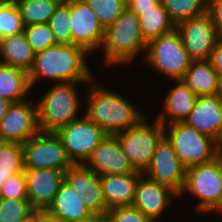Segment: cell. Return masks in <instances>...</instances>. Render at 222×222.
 Returning <instances> with one entry per match:
<instances>
[{
    "label": "cell",
    "mask_w": 222,
    "mask_h": 222,
    "mask_svg": "<svg viewBox=\"0 0 222 222\" xmlns=\"http://www.w3.org/2000/svg\"><path fill=\"white\" fill-rule=\"evenodd\" d=\"M92 222H113V220L106 215H95Z\"/></svg>",
    "instance_id": "cell-42"
},
{
    "label": "cell",
    "mask_w": 222,
    "mask_h": 222,
    "mask_svg": "<svg viewBox=\"0 0 222 222\" xmlns=\"http://www.w3.org/2000/svg\"><path fill=\"white\" fill-rule=\"evenodd\" d=\"M0 55L4 60H0V63L20 68L27 73L30 71L35 57L24 31L0 39Z\"/></svg>",
    "instance_id": "cell-23"
},
{
    "label": "cell",
    "mask_w": 222,
    "mask_h": 222,
    "mask_svg": "<svg viewBox=\"0 0 222 222\" xmlns=\"http://www.w3.org/2000/svg\"><path fill=\"white\" fill-rule=\"evenodd\" d=\"M143 175L159 184L170 187L178 195L182 193L186 168L165 136L157 144L150 165Z\"/></svg>",
    "instance_id": "cell-12"
},
{
    "label": "cell",
    "mask_w": 222,
    "mask_h": 222,
    "mask_svg": "<svg viewBox=\"0 0 222 222\" xmlns=\"http://www.w3.org/2000/svg\"><path fill=\"white\" fill-rule=\"evenodd\" d=\"M174 81L177 82V86L172 88L166 96L163 106L164 110L156 119L164 127H166L167 124L183 122L193 109L197 98V95L183 82L182 79ZM167 116H170L169 123L166 122L168 119Z\"/></svg>",
    "instance_id": "cell-22"
},
{
    "label": "cell",
    "mask_w": 222,
    "mask_h": 222,
    "mask_svg": "<svg viewBox=\"0 0 222 222\" xmlns=\"http://www.w3.org/2000/svg\"><path fill=\"white\" fill-rule=\"evenodd\" d=\"M143 173L106 174L100 176L102 192L107 209L132 206L139 177Z\"/></svg>",
    "instance_id": "cell-21"
},
{
    "label": "cell",
    "mask_w": 222,
    "mask_h": 222,
    "mask_svg": "<svg viewBox=\"0 0 222 222\" xmlns=\"http://www.w3.org/2000/svg\"><path fill=\"white\" fill-rule=\"evenodd\" d=\"M24 34L35 54L56 45L48 23L24 26Z\"/></svg>",
    "instance_id": "cell-34"
},
{
    "label": "cell",
    "mask_w": 222,
    "mask_h": 222,
    "mask_svg": "<svg viewBox=\"0 0 222 222\" xmlns=\"http://www.w3.org/2000/svg\"><path fill=\"white\" fill-rule=\"evenodd\" d=\"M33 222H60V221L49 216L45 212H36L33 215Z\"/></svg>",
    "instance_id": "cell-40"
},
{
    "label": "cell",
    "mask_w": 222,
    "mask_h": 222,
    "mask_svg": "<svg viewBox=\"0 0 222 222\" xmlns=\"http://www.w3.org/2000/svg\"><path fill=\"white\" fill-rule=\"evenodd\" d=\"M217 94L222 97V73H217Z\"/></svg>",
    "instance_id": "cell-43"
},
{
    "label": "cell",
    "mask_w": 222,
    "mask_h": 222,
    "mask_svg": "<svg viewBox=\"0 0 222 222\" xmlns=\"http://www.w3.org/2000/svg\"><path fill=\"white\" fill-rule=\"evenodd\" d=\"M188 191L200 200L197 210L202 213L219 210L222 213V153L214 161L186 168L182 194Z\"/></svg>",
    "instance_id": "cell-6"
},
{
    "label": "cell",
    "mask_w": 222,
    "mask_h": 222,
    "mask_svg": "<svg viewBox=\"0 0 222 222\" xmlns=\"http://www.w3.org/2000/svg\"><path fill=\"white\" fill-rule=\"evenodd\" d=\"M23 144L1 142L0 143V188L3 182L18 173L24 171Z\"/></svg>",
    "instance_id": "cell-28"
},
{
    "label": "cell",
    "mask_w": 222,
    "mask_h": 222,
    "mask_svg": "<svg viewBox=\"0 0 222 222\" xmlns=\"http://www.w3.org/2000/svg\"><path fill=\"white\" fill-rule=\"evenodd\" d=\"M183 122L222 146V97L218 94L197 96L193 109Z\"/></svg>",
    "instance_id": "cell-18"
},
{
    "label": "cell",
    "mask_w": 222,
    "mask_h": 222,
    "mask_svg": "<svg viewBox=\"0 0 222 222\" xmlns=\"http://www.w3.org/2000/svg\"><path fill=\"white\" fill-rule=\"evenodd\" d=\"M70 24L73 45L84 48L88 53L101 47L104 28L83 0H70Z\"/></svg>",
    "instance_id": "cell-14"
},
{
    "label": "cell",
    "mask_w": 222,
    "mask_h": 222,
    "mask_svg": "<svg viewBox=\"0 0 222 222\" xmlns=\"http://www.w3.org/2000/svg\"><path fill=\"white\" fill-rule=\"evenodd\" d=\"M56 134L62 140L73 164H84L106 133L85 116L59 129Z\"/></svg>",
    "instance_id": "cell-10"
},
{
    "label": "cell",
    "mask_w": 222,
    "mask_h": 222,
    "mask_svg": "<svg viewBox=\"0 0 222 222\" xmlns=\"http://www.w3.org/2000/svg\"><path fill=\"white\" fill-rule=\"evenodd\" d=\"M77 82L56 83L37 103L39 130L57 132L70 122L78 119L80 107Z\"/></svg>",
    "instance_id": "cell-4"
},
{
    "label": "cell",
    "mask_w": 222,
    "mask_h": 222,
    "mask_svg": "<svg viewBox=\"0 0 222 222\" xmlns=\"http://www.w3.org/2000/svg\"><path fill=\"white\" fill-rule=\"evenodd\" d=\"M149 125L145 119L116 136L134 169L144 173L152 160L157 144L164 137L165 127L159 121Z\"/></svg>",
    "instance_id": "cell-8"
},
{
    "label": "cell",
    "mask_w": 222,
    "mask_h": 222,
    "mask_svg": "<svg viewBox=\"0 0 222 222\" xmlns=\"http://www.w3.org/2000/svg\"><path fill=\"white\" fill-rule=\"evenodd\" d=\"M146 51V63L173 80L182 79L192 62L176 29L148 41Z\"/></svg>",
    "instance_id": "cell-7"
},
{
    "label": "cell",
    "mask_w": 222,
    "mask_h": 222,
    "mask_svg": "<svg viewBox=\"0 0 222 222\" xmlns=\"http://www.w3.org/2000/svg\"><path fill=\"white\" fill-rule=\"evenodd\" d=\"M217 73H222V36H220L209 58Z\"/></svg>",
    "instance_id": "cell-39"
},
{
    "label": "cell",
    "mask_w": 222,
    "mask_h": 222,
    "mask_svg": "<svg viewBox=\"0 0 222 222\" xmlns=\"http://www.w3.org/2000/svg\"><path fill=\"white\" fill-rule=\"evenodd\" d=\"M107 215L113 222H152L141 211L133 206H119L107 211Z\"/></svg>",
    "instance_id": "cell-36"
},
{
    "label": "cell",
    "mask_w": 222,
    "mask_h": 222,
    "mask_svg": "<svg viewBox=\"0 0 222 222\" xmlns=\"http://www.w3.org/2000/svg\"><path fill=\"white\" fill-rule=\"evenodd\" d=\"M139 17L141 34L146 42L167 34L175 29L162 1L148 11H142Z\"/></svg>",
    "instance_id": "cell-26"
},
{
    "label": "cell",
    "mask_w": 222,
    "mask_h": 222,
    "mask_svg": "<svg viewBox=\"0 0 222 222\" xmlns=\"http://www.w3.org/2000/svg\"><path fill=\"white\" fill-rule=\"evenodd\" d=\"M183 82L197 95H217V72L210 60L192 61Z\"/></svg>",
    "instance_id": "cell-24"
},
{
    "label": "cell",
    "mask_w": 222,
    "mask_h": 222,
    "mask_svg": "<svg viewBox=\"0 0 222 222\" xmlns=\"http://www.w3.org/2000/svg\"><path fill=\"white\" fill-rule=\"evenodd\" d=\"M64 181L82 198L94 215H106L107 207L100 176L84 164H73L65 171Z\"/></svg>",
    "instance_id": "cell-16"
},
{
    "label": "cell",
    "mask_w": 222,
    "mask_h": 222,
    "mask_svg": "<svg viewBox=\"0 0 222 222\" xmlns=\"http://www.w3.org/2000/svg\"><path fill=\"white\" fill-rule=\"evenodd\" d=\"M87 54L84 48L73 44H56L36 53L28 72L30 87L44 77L58 83L85 82L90 85L94 76L85 61Z\"/></svg>",
    "instance_id": "cell-1"
},
{
    "label": "cell",
    "mask_w": 222,
    "mask_h": 222,
    "mask_svg": "<svg viewBox=\"0 0 222 222\" xmlns=\"http://www.w3.org/2000/svg\"><path fill=\"white\" fill-rule=\"evenodd\" d=\"M29 102L11 103L6 114L0 120L1 142L23 144L38 133L37 104Z\"/></svg>",
    "instance_id": "cell-13"
},
{
    "label": "cell",
    "mask_w": 222,
    "mask_h": 222,
    "mask_svg": "<svg viewBox=\"0 0 222 222\" xmlns=\"http://www.w3.org/2000/svg\"><path fill=\"white\" fill-rule=\"evenodd\" d=\"M170 20L178 23L208 12V0H161Z\"/></svg>",
    "instance_id": "cell-29"
},
{
    "label": "cell",
    "mask_w": 222,
    "mask_h": 222,
    "mask_svg": "<svg viewBox=\"0 0 222 222\" xmlns=\"http://www.w3.org/2000/svg\"><path fill=\"white\" fill-rule=\"evenodd\" d=\"M208 13L216 25L219 36H222V0H208Z\"/></svg>",
    "instance_id": "cell-37"
},
{
    "label": "cell",
    "mask_w": 222,
    "mask_h": 222,
    "mask_svg": "<svg viewBox=\"0 0 222 222\" xmlns=\"http://www.w3.org/2000/svg\"><path fill=\"white\" fill-rule=\"evenodd\" d=\"M170 132L164 136L185 168L214 161L222 153V146L213 138L199 133L184 122L168 124Z\"/></svg>",
    "instance_id": "cell-5"
},
{
    "label": "cell",
    "mask_w": 222,
    "mask_h": 222,
    "mask_svg": "<svg viewBox=\"0 0 222 222\" xmlns=\"http://www.w3.org/2000/svg\"><path fill=\"white\" fill-rule=\"evenodd\" d=\"M62 0H14L24 26L48 23Z\"/></svg>",
    "instance_id": "cell-27"
},
{
    "label": "cell",
    "mask_w": 222,
    "mask_h": 222,
    "mask_svg": "<svg viewBox=\"0 0 222 222\" xmlns=\"http://www.w3.org/2000/svg\"><path fill=\"white\" fill-rule=\"evenodd\" d=\"M0 198L28 200L24 171L7 178L0 188Z\"/></svg>",
    "instance_id": "cell-35"
},
{
    "label": "cell",
    "mask_w": 222,
    "mask_h": 222,
    "mask_svg": "<svg viewBox=\"0 0 222 222\" xmlns=\"http://www.w3.org/2000/svg\"><path fill=\"white\" fill-rule=\"evenodd\" d=\"M24 31L20 12L14 0H6L0 4V39L19 34Z\"/></svg>",
    "instance_id": "cell-32"
},
{
    "label": "cell",
    "mask_w": 222,
    "mask_h": 222,
    "mask_svg": "<svg viewBox=\"0 0 222 222\" xmlns=\"http://www.w3.org/2000/svg\"><path fill=\"white\" fill-rule=\"evenodd\" d=\"M48 24L56 44H72L70 0H64L59 3Z\"/></svg>",
    "instance_id": "cell-30"
},
{
    "label": "cell",
    "mask_w": 222,
    "mask_h": 222,
    "mask_svg": "<svg viewBox=\"0 0 222 222\" xmlns=\"http://www.w3.org/2000/svg\"><path fill=\"white\" fill-rule=\"evenodd\" d=\"M71 222H92V219L82 220V221H71Z\"/></svg>",
    "instance_id": "cell-44"
},
{
    "label": "cell",
    "mask_w": 222,
    "mask_h": 222,
    "mask_svg": "<svg viewBox=\"0 0 222 222\" xmlns=\"http://www.w3.org/2000/svg\"><path fill=\"white\" fill-rule=\"evenodd\" d=\"M89 87L85 117L99 126L106 135L125 132L145 119L121 94L99 87L93 80Z\"/></svg>",
    "instance_id": "cell-2"
},
{
    "label": "cell",
    "mask_w": 222,
    "mask_h": 222,
    "mask_svg": "<svg viewBox=\"0 0 222 222\" xmlns=\"http://www.w3.org/2000/svg\"><path fill=\"white\" fill-rule=\"evenodd\" d=\"M94 11L104 30L110 26L125 9V0H83Z\"/></svg>",
    "instance_id": "cell-33"
},
{
    "label": "cell",
    "mask_w": 222,
    "mask_h": 222,
    "mask_svg": "<svg viewBox=\"0 0 222 222\" xmlns=\"http://www.w3.org/2000/svg\"><path fill=\"white\" fill-rule=\"evenodd\" d=\"M64 174V171L51 168L24 169L28 201L37 212H44L52 203Z\"/></svg>",
    "instance_id": "cell-17"
},
{
    "label": "cell",
    "mask_w": 222,
    "mask_h": 222,
    "mask_svg": "<svg viewBox=\"0 0 222 222\" xmlns=\"http://www.w3.org/2000/svg\"><path fill=\"white\" fill-rule=\"evenodd\" d=\"M44 212L60 222L82 221L93 219L95 216L85 205L83 198L65 181Z\"/></svg>",
    "instance_id": "cell-20"
},
{
    "label": "cell",
    "mask_w": 222,
    "mask_h": 222,
    "mask_svg": "<svg viewBox=\"0 0 222 222\" xmlns=\"http://www.w3.org/2000/svg\"><path fill=\"white\" fill-rule=\"evenodd\" d=\"M31 90L28 73L24 70L0 63V98L11 103L24 101Z\"/></svg>",
    "instance_id": "cell-25"
},
{
    "label": "cell",
    "mask_w": 222,
    "mask_h": 222,
    "mask_svg": "<svg viewBox=\"0 0 222 222\" xmlns=\"http://www.w3.org/2000/svg\"><path fill=\"white\" fill-rule=\"evenodd\" d=\"M10 105H11L10 101H8L4 98H0V120L6 114Z\"/></svg>",
    "instance_id": "cell-41"
},
{
    "label": "cell",
    "mask_w": 222,
    "mask_h": 222,
    "mask_svg": "<svg viewBox=\"0 0 222 222\" xmlns=\"http://www.w3.org/2000/svg\"><path fill=\"white\" fill-rule=\"evenodd\" d=\"M160 1L161 0H125V3L127 9L139 16L142 14V11L152 9Z\"/></svg>",
    "instance_id": "cell-38"
},
{
    "label": "cell",
    "mask_w": 222,
    "mask_h": 222,
    "mask_svg": "<svg viewBox=\"0 0 222 222\" xmlns=\"http://www.w3.org/2000/svg\"><path fill=\"white\" fill-rule=\"evenodd\" d=\"M84 165L99 176L137 172L124 154L116 135H105Z\"/></svg>",
    "instance_id": "cell-15"
},
{
    "label": "cell",
    "mask_w": 222,
    "mask_h": 222,
    "mask_svg": "<svg viewBox=\"0 0 222 222\" xmlns=\"http://www.w3.org/2000/svg\"><path fill=\"white\" fill-rule=\"evenodd\" d=\"M36 212L28 200L0 198V222H28Z\"/></svg>",
    "instance_id": "cell-31"
},
{
    "label": "cell",
    "mask_w": 222,
    "mask_h": 222,
    "mask_svg": "<svg viewBox=\"0 0 222 222\" xmlns=\"http://www.w3.org/2000/svg\"><path fill=\"white\" fill-rule=\"evenodd\" d=\"M139 25V17L129 9L104 30L101 46L104 48L105 63L108 65L127 63L134 60L140 50L146 51Z\"/></svg>",
    "instance_id": "cell-3"
},
{
    "label": "cell",
    "mask_w": 222,
    "mask_h": 222,
    "mask_svg": "<svg viewBox=\"0 0 222 222\" xmlns=\"http://www.w3.org/2000/svg\"><path fill=\"white\" fill-rule=\"evenodd\" d=\"M24 168L66 171L73 163L55 132L39 131L23 143Z\"/></svg>",
    "instance_id": "cell-9"
},
{
    "label": "cell",
    "mask_w": 222,
    "mask_h": 222,
    "mask_svg": "<svg viewBox=\"0 0 222 222\" xmlns=\"http://www.w3.org/2000/svg\"><path fill=\"white\" fill-rule=\"evenodd\" d=\"M144 176V177H143ZM178 196L170 187L159 184L145 175L139 177L135 189V198L132 206L141 211L152 221H157L172 198Z\"/></svg>",
    "instance_id": "cell-19"
},
{
    "label": "cell",
    "mask_w": 222,
    "mask_h": 222,
    "mask_svg": "<svg viewBox=\"0 0 222 222\" xmlns=\"http://www.w3.org/2000/svg\"><path fill=\"white\" fill-rule=\"evenodd\" d=\"M175 29L192 61L208 60L220 37L208 12L178 23Z\"/></svg>",
    "instance_id": "cell-11"
}]
</instances>
